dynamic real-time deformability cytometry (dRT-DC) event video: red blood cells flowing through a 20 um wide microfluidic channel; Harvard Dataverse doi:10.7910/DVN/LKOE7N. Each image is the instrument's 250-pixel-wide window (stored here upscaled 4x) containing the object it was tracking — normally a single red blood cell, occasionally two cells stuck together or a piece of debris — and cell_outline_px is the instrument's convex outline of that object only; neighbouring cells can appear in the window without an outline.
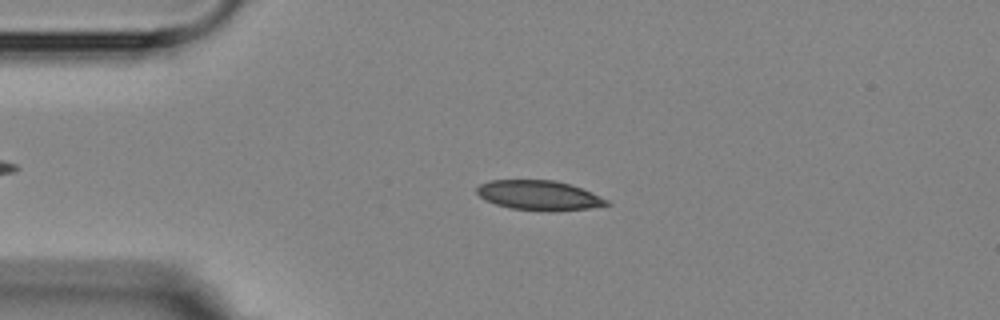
{"species": "Egyptian fruit bat (a non-hibernating species)", "species_latin": "Rousettus aegyptiacus", "temperature_condition": "room temperature", "stored_images_in_passage": 4, "camera_frame_rate_fps": 3000, "um_per_image_px": 0.085, "animal": {"sex": "female"}, "frame": {"image": 1, "passage_image": 3, "time_ms": 2.333, "image_size_px": [1000, 320], "cell_outline_px": [[612, 204], [588, 208], [512, 208], [496, 204], [484, 200], [476, 192], [476, 188], [480, 184], [488, 180], [556, 180], [580, 188], [608, 200]], "centroid_in_image_um": [45.73, 16.54], "position_along_channel_um": 39.3, "area_um2": 21.27}}